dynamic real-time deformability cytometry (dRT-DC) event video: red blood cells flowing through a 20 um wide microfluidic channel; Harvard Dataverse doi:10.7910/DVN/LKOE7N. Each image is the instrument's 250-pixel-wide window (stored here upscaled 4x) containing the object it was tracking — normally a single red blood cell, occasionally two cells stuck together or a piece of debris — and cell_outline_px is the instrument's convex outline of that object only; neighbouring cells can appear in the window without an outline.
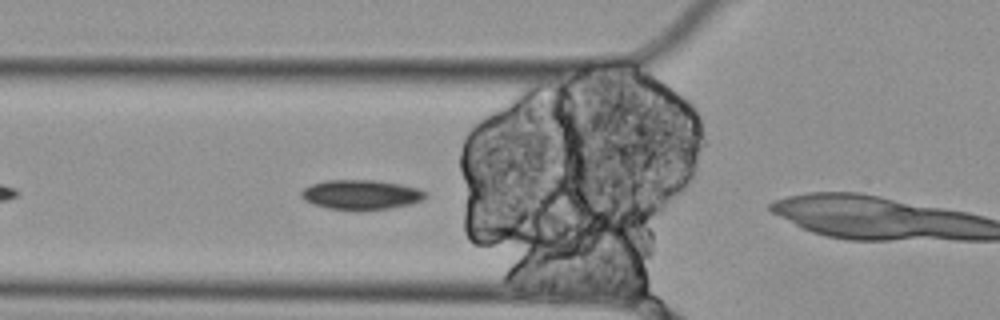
{"species": "Egyptian fruit bat (a non-hibernating species)", "species_latin": "Rousettus aegyptiacus", "temperature_condition": "cold", "stored_images_in_passage": 3, "segment_of_instrument_passage": [1, 2], "camera_frame_rate_fps": 3000, "um_per_image_px": 0.085, "animal": {"sex": "female"}, "frame": {"image": 1, "passage_image": 2, "time_ms": 0.333, "image_size_px": [1000, 320], "cell_outline_px": [[428, 196], [424, 200], [408, 204], [388, 208], [328, 208], [312, 204], [304, 200], [300, 196], [300, 192], [304, 188], [312, 184], [324, 180], [372, 180], [400, 184], [420, 188], [428, 192]], "centroid_in_image_um": [30.71, 16.51], "position_along_channel_um": 95.1, "area_um2": 21.1}}